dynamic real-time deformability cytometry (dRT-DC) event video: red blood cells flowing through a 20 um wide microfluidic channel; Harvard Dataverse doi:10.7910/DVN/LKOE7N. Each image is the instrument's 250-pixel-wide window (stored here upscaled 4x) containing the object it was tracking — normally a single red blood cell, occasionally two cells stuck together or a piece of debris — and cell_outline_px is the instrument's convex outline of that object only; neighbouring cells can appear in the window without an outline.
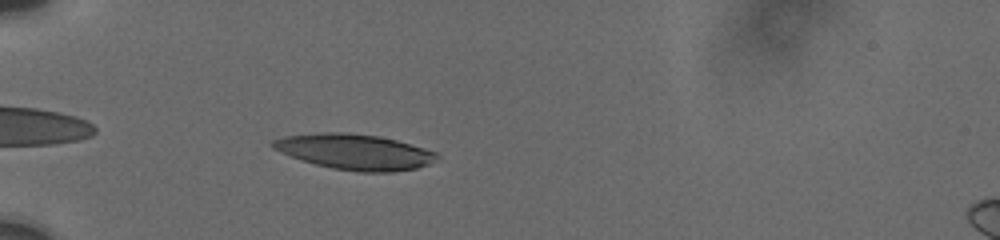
{"species": "human", "species_latin": "Homo sapiens", "temperature_condition": "cold", "stored_images_in_passage": 26, "camera_frame_rate_fps": 3000, "um_per_image_px": 0.085, "donor": {"sex": "male"}, "frame": {"image": 1, "passage_image": 5, "time_ms": 1.0, "image_size_px": [1000, 240], "cell_outline_px": [[440, 156], [428, 164], [416, 168], [392, 172], [360, 172], [332, 168], [300, 160], [272, 148], [272, 140], [284, 136], [320, 132], [348, 132], [380, 136], [396, 140], [424, 148], [436, 152]], "centroid_in_image_um": [30.14, 12.9], "position_along_channel_um": 54.9, "area_um2": 33.93}}
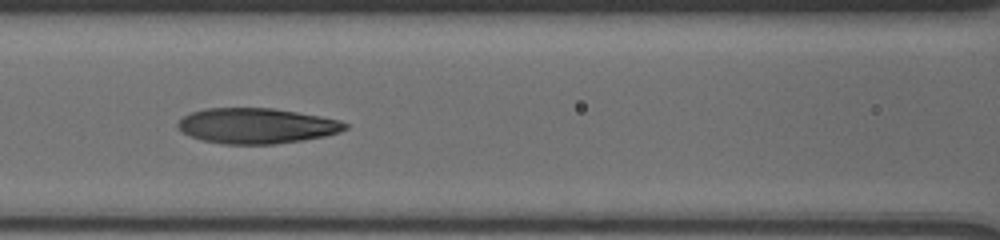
{"frame": {"image": 2, "passage_image": 20, "time_ms": 4.0, "image_size_px": [1000, 240], "cell_outline_px": [[348, 128], [340, 132], [324, 136], [304, 140], [276, 144], [224, 144], [200, 140], [176, 128], [176, 124], [184, 116], [192, 112], [204, 108], [272, 108], [320, 116], [340, 120], [348, 124]], "centroid_in_image_um": [21.81, 10.7], "position_along_channel_um": 144.8, "area_um2": 34.56}}
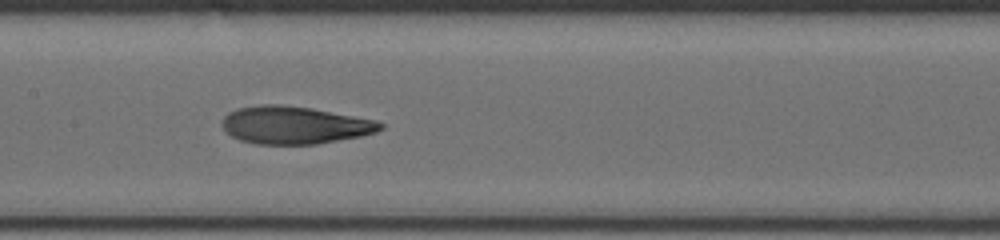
{"frame": {"image": 3, "passage_image": 25, "time_ms": 5.0, "image_size_px": [1000, 240], "cell_outline_px": [[384, 128], [376, 132], [360, 136], [316, 144], [256, 144], [240, 140], [232, 136], [224, 128], [224, 116], [228, 112], [236, 108], [260, 104], [280, 104], [312, 108], [376, 120], [384, 124]], "centroid_in_image_um": [25.05, 10.62], "position_along_channel_um": 182.4, "area_um2": 34.62}}